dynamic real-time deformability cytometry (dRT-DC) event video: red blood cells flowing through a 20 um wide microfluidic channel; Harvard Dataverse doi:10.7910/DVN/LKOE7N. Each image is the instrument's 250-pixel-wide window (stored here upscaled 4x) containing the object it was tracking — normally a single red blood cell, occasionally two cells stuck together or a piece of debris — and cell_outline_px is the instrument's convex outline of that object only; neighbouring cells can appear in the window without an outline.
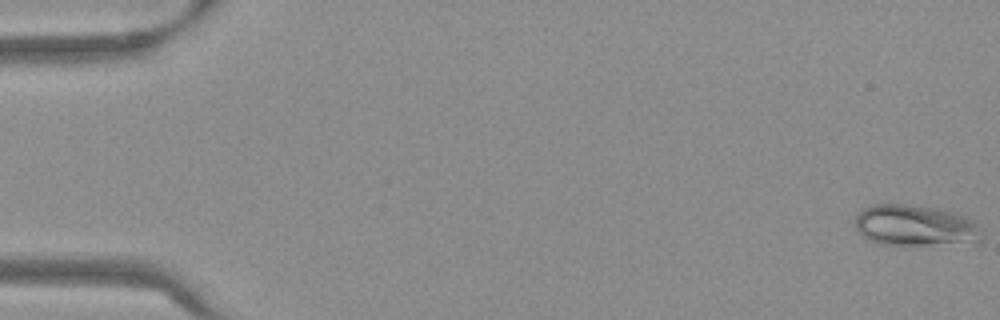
{"species": "Egyptian fruit bat (a non-hibernating species)", "species_latin": "Rousettus aegyptiacus", "temperature_condition": "warm", "stored_images_in_passage": 54, "camera_frame_rate_fps": 3000, "um_per_image_px": 0.085, "frame": {"image": 1, "passage_image": 1, "time_ms": 0.0, "image_size_px": [1000, 320], "cell_outline_px": [[980, 240], [976, 244], [876, 244], [868, 240], [852, 224], [856, 216], [864, 208], [872, 204], [904, 204], [940, 208], [976, 220], [980, 232]], "centroid_in_image_um": [77.8, 19.17], "position_along_channel_um": 7.2, "area_um2": 30.63}}
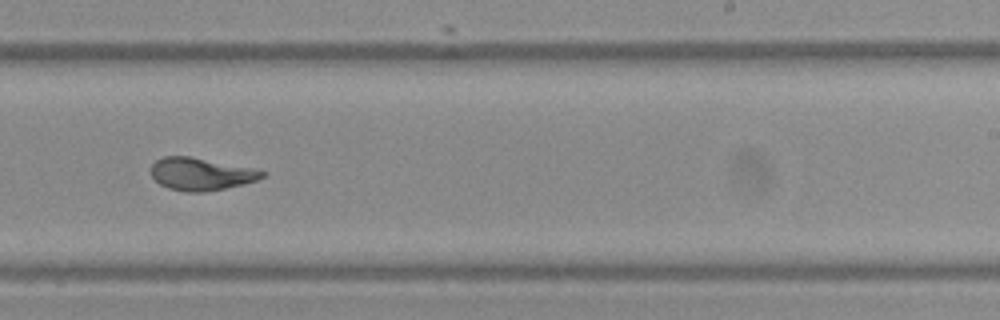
{"frame": {"image": 2, "passage_image": 34, "time_ms": 11.0, "image_size_px": [1000, 320], "cell_outline_px": [[268, 172], [264, 176], [256, 180], [244, 184], [204, 192], [184, 192], [168, 188], [160, 184], [152, 176], [152, 164], [156, 160], [164, 156], [188, 156], [260, 168]], "centroid_in_image_um": [17.15, 14.78], "position_along_channel_um": 271.9, "area_um2": 21.33}}
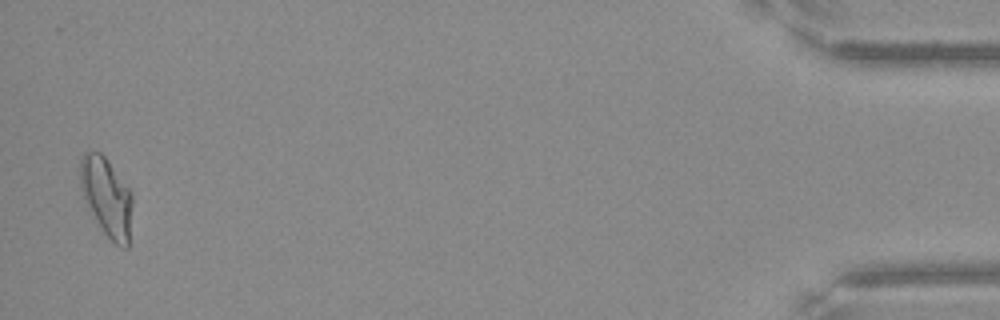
{"frame": {"image": 3, "passage_image": 53, "time_ms": 17.333, "image_size_px": [1000, 320], "cell_outline_px": [[132, 204], [128, 248], [120, 248], [104, 232], [96, 220], [84, 196], [80, 184], [80, 156], [84, 152], [100, 152], [104, 156], [132, 192]], "centroid_in_image_um": [9.08, 16.73], "position_along_channel_um": 426.1, "area_um2": 23.52}, "authors_computed_cell_mechanics": {"area_um2": 22.3397, "velocity_mm_per_s": 3.8143, "shape_relaxation_time_tau1_ms": 6.4983, "shape_relaxation_time_tau2_ms": 0.8565, "deformation_change_tau1": 0.2099, "deformation_change_tau2": 0.0586}}